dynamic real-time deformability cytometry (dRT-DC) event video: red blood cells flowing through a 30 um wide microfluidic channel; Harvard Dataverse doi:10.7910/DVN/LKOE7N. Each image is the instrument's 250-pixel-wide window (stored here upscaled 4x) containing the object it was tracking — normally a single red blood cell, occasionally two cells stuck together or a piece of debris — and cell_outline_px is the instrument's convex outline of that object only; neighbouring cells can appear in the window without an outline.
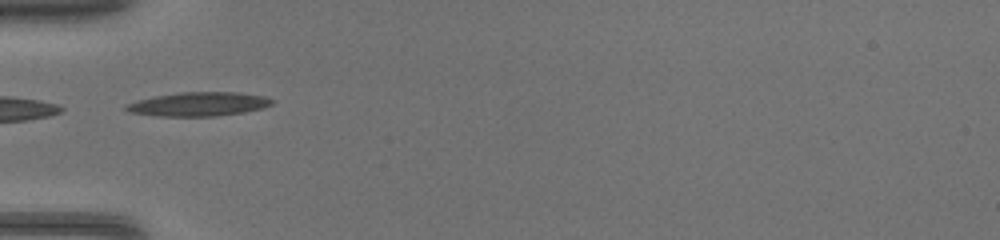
{"species": "common noctule bat (a hibernating species)", "species_latin": "Nyctalus noctula", "temperature_condition": "warm", "stored_images_in_passage": 31, "camera_frame_rate_fps": 3000, "um_per_image_px": 0.085, "animal": {"sex": "female", "body_mass_g": 17.0, "forearm_length_mm": 48.0}, "frame": {"image": 1, "passage_image": 1, "time_ms": 0.0, "image_size_px": [1000, 240], "cell_outline_px": [[276, 100], [272, 104], [264, 108], [244, 112], [216, 116], [156, 116], [132, 112], [124, 108], [124, 104], [136, 100], [156, 96], [180, 92], [236, 92], [264, 96]], "centroid_in_image_um": [16.9, 8.85], "position_along_channel_um": 68.1, "area_um2": 20.4}}
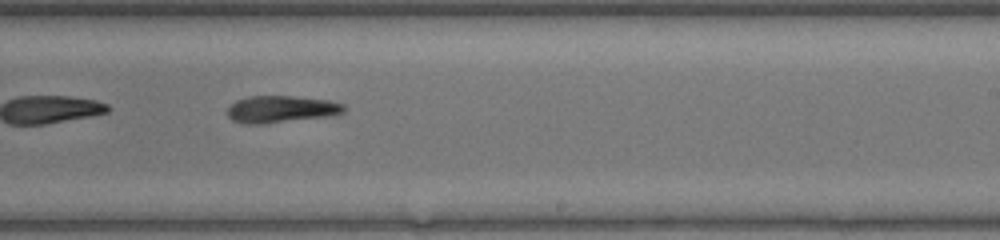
{"frame": {"image": 2, "passage_image": 14, "time_ms": 4.333, "image_size_px": [1000, 240], "cell_outline_px": [[344, 112], [324, 116], [260, 124], [248, 124], [232, 120], [228, 116], [228, 108], [236, 100], [248, 96], [292, 96], [328, 100], [344, 104]], "centroid_in_image_um": [23.85, 9.27], "position_along_channel_um": 265.2, "area_um2": 17.92}}
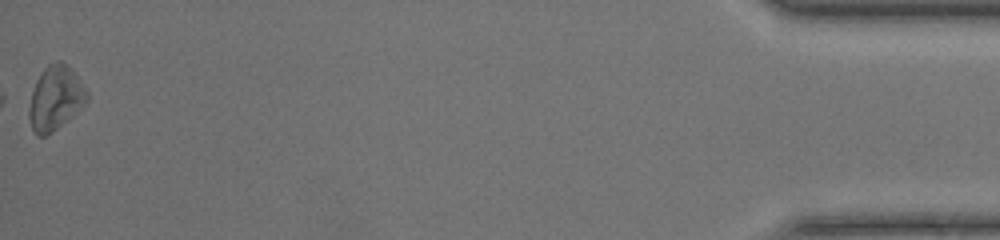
{"frame": {"image": 3, "passage_image": 31, "time_ms": 10.0, "image_size_px": [1000, 240], "cell_outline_px": [[88, 100], [80, 108], [52, 132], [44, 136], [36, 136], [32, 128], [28, 116], [28, 108], [32, 92], [36, 80], [40, 72], [48, 64], [56, 60], [60, 60], [68, 64], [88, 92]], "centroid_in_image_um": [4.68, 8.31], "position_along_channel_um": 430.5, "area_um2": 21.56}}